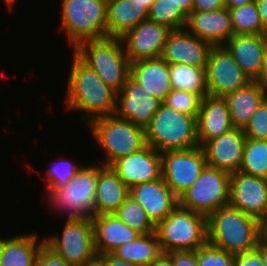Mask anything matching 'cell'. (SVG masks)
I'll use <instances>...</instances> for the list:
<instances>
[{"instance_id": "41", "label": "cell", "mask_w": 267, "mask_h": 266, "mask_svg": "<svg viewBox=\"0 0 267 266\" xmlns=\"http://www.w3.org/2000/svg\"><path fill=\"white\" fill-rule=\"evenodd\" d=\"M235 266H263L261 254L256 249L237 254Z\"/></svg>"}, {"instance_id": "38", "label": "cell", "mask_w": 267, "mask_h": 266, "mask_svg": "<svg viewBox=\"0 0 267 266\" xmlns=\"http://www.w3.org/2000/svg\"><path fill=\"white\" fill-rule=\"evenodd\" d=\"M243 132L247 138L267 140V97L243 128Z\"/></svg>"}, {"instance_id": "25", "label": "cell", "mask_w": 267, "mask_h": 266, "mask_svg": "<svg viewBox=\"0 0 267 266\" xmlns=\"http://www.w3.org/2000/svg\"><path fill=\"white\" fill-rule=\"evenodd\" d=\"M129 196V188L108 165L98 164L94 215L113 214Z\"/></svg>"}, {"instance_id": "10", "label": "cell", "mask_w": 267, "mask_h": 266, "mask_svg": "<svg viewBox=\"0 0 267 266\" xmlns=\"http://www.w3.org/2000/svg\"><path fill=\"white\" fill-rule=\"evenodd\" d=\"M62 234L44 237L45 245L73 266H83L98 255L91 218L66 219Z\"/></svg>"}, {"instance_id": "5", "label": "cell", "mask_w": 267, "mask_h": 266, "mask_svg": "<svg viewBox=\"0 0 267 266\" xmlns=\"http://www.w3.org/2000/svg\"><path fill=\"white\" fill-rule=\"evenodd\" d=\"M61 31L72 50L81 42L107 38L106 0H62Z\"/></svg>"}, {"instance_id": "51", "label": "cell", "mask_w": 267, "mask_h": 266, "mask_svg": "<svg viewBox=\"0 0 267 266\" xmlns=\"http://www.w3.org/2000/svg\"><path fill=\"white\" fill-rule=\"evenodd\" d=\"M83 266H106L103 262V260L97 256L92 261L88 262L87 264H84Z\"/></svg>"}, {"instance_id": "26", "label": "cell", "mask_w": 267, "mask_h": 266, "mask_svg": "<svg viewBox=\"0 0 267 266\" xmlns=\"http://www.w3.org/2000/svg\"><path fill=\"white\" fill-rule=\"evenodd\" d=\"M149 9L138 0H107V37L120 38L148 19Z\"/></svg>"}, {"instance_id": "3", "label": "cell", "mask_w": 267, "mask_h": 266, "mask_svg": "<svg viewBox=\"0 0 267 266\" xmlns=\"http://www.w3.org/2000/svg\"><path fill=\"white\" fill-rule=\"evenodd\" d=\"M72 52L93 69L116 93L130 76V61L121 38L107 37L79 43Z\"/></svg>"}, {"instance_id": "39", "label": "cell", "mask_w": 267, "mask_h": 266, "mask_svg": "<svg viewBox=\"0 0 267 266\" xmlns=\"http://www.w3.org/2000/svg\"><path fill=\"white\" fill-rule=\"evenodd\" d=\"M35 266H73L67 263L62 257L55 254L45 244L39 250Z\"/></svg>"}, {"instance_id": "53", "label": "cell", "mask_w": 267, "mask_h": 266, "mask_svg": "<svg viewBox=\"0 0 267 266\" xmlns=\"http://www.w3.org/2000/svg\"><path fill=\"white\" fill-rule=\"evenodd\" d=\"M4 1L7 4L9 10H12L13 9V6L16 3L17 0H4Z\"/></svg>"}, {"instance_id": "31", "label": "cell", "mask_w": 267, "mask_h": 266, "mask_svg": "<svg viewBox=\"0 0 267 266\" xmlns=\"http://www.w3.org/2000/svg\"><path fill=\"white\" fill-rule=\"evenodd\" d=\"M239 172L267 179V140L246 138Z\"/></svg>"}, {"instance_id": "20", "label": "cell", "mask_w": 267, "mask_h": 266, "mask_svg": "<svg viewBox=\"0 0 267 266\" xmlns=\"http://www.w3.org/2000/svg\"><path fill=\"white\" fill-rule=\"evenodd\" d=\"M185 28L212 46H224L234 35L230 10L226 7L208 12L191 11Z\"/></svg>"}, {"instance_id": "11", "label": "cell", "mask_w": 267, "mask_h": 266, "mask_svg": "<svg viewBox=\"0 0 267 266\" xmlns=\"http://www.w3.org/2000/svg\"><path fill=\"white\" fill-rule=\"evenodd\" d=\"M162 178L173 193L179 197L193 185L207 165L200 146L161 153Z\"/></svg>"}, {"instance_id": "49", "label": "cell", "mask_w": 267, "mask_h": 266, "mask_svg": "<svg viewBox=\"0 0 267 266\" xmlns=\"http://www.w3.org/2000/svg\"><path fill=\"white\" fill-rule=\"evenodd\" d=\"M255 0H224L225 7L228 9L240 7L242 5L254 2Z\"/></svg>"}, {"instance_id": "34", "label": "cell", "mask_w": 267, "mask_h": 266, "mask_svg": "<svg viewBox=\"0 0 267 266\" xmlns=\"http://www.w3.org/2000/svg\"><path fill=\"white\" fill-rule=\"evenodd\" d=\"M115 214L127 226L141 234L156 232V226L152 223L146 211L130 196L126 198Z\"/></svg>"}, {"instance_id": "1", "label": "cell", "mask_w": 267, "mask_h": 266, "mask_svg": "<svg viewBox=\"0 0 267 266\" xmlns=\"http://www.w3.org/2000/svg\"><path fill=\"white\" fill-rule=\"evenodd\" d=\"M72 54L64 98L68 110L83 112L82 120L87 126L97 118L114 115L116 92L93 69Z\"/></svg>"}, {"instance_id": "27", "label": "cell", "mask_w": 267, "mask_h": 266, "mask_svg": "<svg viewBox=\"0 0 267 266\" xmlns=\"http://www.w3.org/2000/svg\"><path fill=\"white\" fill-rule=\"evenodd\" d=\"M266 97L267 90L256 81L225 95L233 127L243 129Z\"/></svg>"}, {"instance_id": "32", "label": "cell", "mask_w": 267, "mask_h": 266, "mask_svg": "<svg viewBox=\"0 0 267 266\" xmlns=\"http://www.w3.org/2000/svg\"><path fill=\"white\" fill-rule=\"evenodd\" d=\"M229 10L234 35L267 34L255 1Z\"/></svg>"}, {"instance_id": "15", "label": "cell", "mask_w": 267, "mask_h": 266, "mask_svg": "<svg viewBox=\"0 0 267 266\" xmlns=\"http://www.w3.org/2000/svg\"><path fill=\"white\" fill-rule=\"evenodd\" d=\"M171 30L149 19L127 31L121 38L130 63L161 57Z\"/></svg>"}, {"instance_id": "12", "label": "cell", "mask_w": 267, "mask_h": 266, "mask_svg": "<svg viewBox=\"0 0 267 266\" xmlns=\"http://www.w3.org/2000/svg\"><path fill=\"white\" fill-rule=\"evenodd\" d=\"M206 78L209 95L215 97H224L251 81L225 46L210 50Z\"/></svg>"}, {"instance_id": "13", "label": "cell", "mask_w": 267, "mask_h": 266, "mask_svg": "<svg viewBox=\"0 0 267 266\" xmlns=\"http://www.w3.org/2000/svg\"><path fill=\"white\" fill-rule=\"evenodd\" d=\"M162 103L159 99L144 93V88L129 76L123 89L116 93L114 115L127 119L145 130Z\"/></svg>"}, {"instance_id": "30", "label": "cell", "mask_w": 267, "mask_h": 266, "mask_svg": "<svg viewBox=\"0 0 267 266\" xmlns=\"http://www.w3.org/2000/svg\"><path fill=\"white\" fill-rule=\"evenodd\" d=\"M170 80L174 90L197 94L201 99L209 95L206 67L177 63L169 64Z\"/></svg>"}, {"instance_id": "37", "label": "cell", "mask_w": 267, "mask_h": 266, "mask_svg": "<svg viewBox=\"0 0 267 266\" xmlns=\"http://www.w3.org/2000/svg\"><path fill=\"white\" fill-rule=\"evenodd\" d=\"M198 266H235V255L209 243L197 249Z\"/></svg>"}, {"instance_id": "44", "label": "cell", "mask_w": 267, "mask_h": 266, "mask_svg": "<svg viewBox=\"0 0 267 266\" xmlns=\"http://www.w3.org/2000/svg\"><path fill=\"white\" fill-rule=\"evenodd\" d=\"M263 28L267 31V0H255Z\"/></svg>"}, {"instance_id": "33", "label": "cell", "mask_w": 267, "mask_h": 266, "mask_svg": "<svg viewBox=\"0 0 267 266\" xmlns=\"http://www.w3.org/2000/svg\"><path fill=\"white\" fill-rule=\"evenodd\" d=\"M188 15L179 5L167 0H156L149 9L148 19L167 26L170 30L184 29Z\"/></svg>"}, {"instance_id": "9", "label": "cell", "mask_w": 267, "mask_h": 266, "mask_svg": "<svg viewBox=\"0 0 267 266\" xmlns=\"http://www.w3.org/2000/svg\"><path fill=\"white\" fill-rule=\"evenodd\" d=\"M230 176L206 165L193 185L178 197V205L208 217L229 204Z\"/></svg>"}, {"instance_id": "36", "label": "cell", "mask_w": 267, "mask_h": 266, "mask_svg": "<svg viewBox=\"0 0 267 266\" xmlns=\"http://www.w3.org/2000/svg\"><path fill=\"white\" fill-rule=\"evenodd\" d=\"M201 100L197 94L173 89L163 103L178 112L197 117Z\"/></svg>"}, {"instance_id": "6", "label": "cell", "mask_w": 267, "mask_h": 266, "mask_svg": "<svg viewBox=\"0 0 267 266\" xmlns=\"http://www.w3.org/2000/svg\"><path fill=\"white\" fill-rule=\"evenodd\" d=\"M162 252L196 251L207 243V217L177 206L156 226Z\"/></svg>"}, {"instance_id": "2", "label": "cell", "mask_w": 267, "mask_h": 266, "mask_svg": "<svg viewBox=\"0 0 267 266\" xmlns=\"http://www.w3.org/2000/svg\"><path fill=\"white\" fill-rule=\"evenodd\" d=\"M260 222L230 206H223L207 217V243L230 254L251 251L259 242Z\"/></svg>"}, {"instance_id": "16", "label": "cell", "mask_w": 267, "mask_h": 266, "mask_svg": "<svg viewBox=\"0 0 267 266\" xmlns=\"http://www.w3.org/2000/svg\"><path fill=\"white\" fill-rule=\"evenodd\" d=\"M110 167L128 188L162 177L161 153L148 144L139 151L114 161Z\"/></svg>"}, {"instance_id": "24", "label": "cell", "mask_w": 267, "mask_h": 266, "mask_svg": "<svg viewBox=\"0 0 267 266\" xmlns=\"http://www.w3.org/2000/svg\"><path fill=\"white\" fill-rule=\"evenodd\" d=\"M91 220L98 256L111 253L118 246L131 242L141 234L122 222L115 213L94 215Z\"/></svg>"}, {"instance_id": "47", "label": "cell", "mask_w": 267, "mask_h": 266, "mask_svg": "<svg viewBox=\"0 0 267 266\" xmlns=\"http://www.w3.org/2000/svg\"><path fill=\"white\" fill-rule=\"evenodd\" d=\"M259 241L267 246V216L260 221Z\"/></svg>"}, {"instance_id": "7", "label": "cell", "mask_w": 267, "mask_h": 266, "mask_svg": "<svg viewBox=\"0 0 267 266\" xmlns=\"http://www.w3.org/2000/svg\"><path fill=\"white\" fill-rule=\"evenodd\" d=\"M93 140L104 151L103 165L139 151L146 145L145 130L115 115L100 117L87 126Z\"/></svg>"}, {"instance_id": "14", "label": "cell", "mask_w": 267, "mask_h": 266, "mask_svg": "<svg viewBox=\"0 0 267 266\" xmlns=\"http://www.w3.org/2000/svg\"><path fill=\"white\" fill-rule=\"evenodd\" d=\"M229 205L260 222L267 216V179L231 173Z\"/></svg>"}, {"instance_id": "48", "label": "cell", "mask_w": 267, "mask_h": 266, "mask_svg": "<svg viewBox=\"0 0 267 266\" xmlns=\"http://www.w3.org/2000/svg\"><path fill=\"white\" fill-rule=\"evenodd\" d=\"M179 5L180 8L188 15L192 11L193 0H167Z\"/></svg>"}, {"instance_id": "50", "label": "cell", "mask_w": 267, "mask_h": 266, "mask_svg": "<svg viewBox=\"0 0 267 266\" xmlns=\"http://www.w3.org/2000/svg\"><path fill=\"white\" fill-rule=\"evenodd\" d=\"M255 249L261 254L263 266H267V246L259 241Z\"/></svg>"}, {"instance_id": "42", "label": "cell", "mask_w": 267, "mask_h": 266, "mask_svg": "<svg viewBox=\"0 0 267 266\" xmlns=\"http://www.w3.org/2000/svg\"><path fill=\"white\" fill-rule=\"evenodd\" d=\"M225 7L224 0H193L192 11L208 12Z\"/></svg>"}, {"instance_id": "19", "label": "cell", "mask_w": 267, "mask_h": 266, "mask_svg": "<svg viewBox=\"0 0 267 266\" xmlns=\"http://www.w3.org/2000/svg\"><path fill=\"white\" fill-rule=\"evenodd\" d=\"M129 196L143 207L155 226L178 206V197L162 177L129 188Z\"/></svg>"}, {"instance_id": "52", "label": "cell", "mask_w": 267, "mask_h": 266, "mask_svg": "<svg viewBox=\"0 0 267 266\" xmlns=\"http://www.w3.org/2000/svg\"><path fill=\"white\" fill-rule=\"evenodd\" d=\"M140 1L142 4H144L148 9H150V7L152 6V4L156 1V0H138Z\"/></svg>"}, {"instance_id": "54", "label": "cell", "mask_w": 267, "mask_h": 266, "mask_svg": "<svg viewBox=\"0 0 267 266\" xmlns=\"http://www.w3.org/2000/svg\"><path fill=\"white\" fill-rule=\"evenodd\" d=\"M0 259H1V238H0Z\"/></svg>"}, {"instance_id": "28", "label": "cell", "mask_w": 267, "mask_h": 266, "mask_svg": "<svg viewBox=\"0 0 267 266\" xmlns=\"http://www.w3.org/2000/svg\"><path fill=\"white\" fill-rule=\"evenodd\" d=\"M37 238L36 233L1 238L0 266H35L37 254L45 244L44 239Z\"/></svg>"}, {"instance_id": "46", "label": "cell", "mask_w": 267, "mask_h": 266, "mask_svg": "<svg viewBox=\"0 0 267 266\" xmlns=\"http://www.w3.org/2000/svg\"><path fill=\"white\" fill-rule=\"evenodd\" d=\"M255 81L258 82L263 88L267 90V50L264 56L261 73L259 74L258 78Z\"/></svg>"}, {"instance_id": "29", "label": "cell", "mask_w": 267, "mask_h": 266, "mask_svg": "<svg viewBox=\"0 0 267 266\" xmlns=\"http://www.w3.org/2000/svg\"><path fill=\"white\" fill-rule=\"evenodd\" d=\"M111 253L136 266H148L162 253V250L156 232H152L140 234L131 242L118 246Z\"/></svg>"}, {"instance_id": "21", "label": "cell", "mask_w": 267, "mask_h": 266, "mask_svg": "<svg viewBox=\"0 0 267 266\" xmlns=\"http://www.w3.org/2000/svg\"><path fill=\"white\" fill-rule=\"evenodd\" d=\"M251 81L261 73L267 50V34L233 35L224 45Z\"/></svg>"}, {"instance_id": "18", "label": "cell", "mask_w": 267, "mask_h": 266, "mask_svg": "<svg viewBox=\"0 0 267 266\" xmlns=\"http://www.w3.org/2000/svg\"><path fill=\"white\" fill-rule=\"evenodd\" d=\"M212 45L191 34L186 28L171 30L161 57L168 64L206 67Z\"/></svg>"}, {"instance_id": "40", "label": "cell", "mask_w": 267, "mask_h": 266, "mask_svg": "<svg viewBox=\"0 0 267 266\" xmlns=\"http://www.w3.org/2000/svg\"><path fill=\"white\" fill-rule=\"evenodd\" d=\"M172 257L173 266H198L196 251H172L169 252Z\"/></svg>"}, {"instance_id": "4", "label": "cell", "mask_w": 267, "mask_h": 266, "mask_svg": "<svg viewBox=\"0 0 267 266\" xmlns=\"http://www.w3.org/2000/svg\"><path fill=\"white\" fill-rule=\"evenodd\" d=\"M145 140L159 153L197 147V117L162 103L145 129Z\"/></svg>"}, {"instance_id": "22", "label": "cell", "mask_w": 267, "mask_h": 266, "mask_svg": "<svg viewBox=\"0 0 267 266\" xmlns=\"http://www.w3.org/2000/svg\"><path fill=\"white\" fill-rule=\"evenodd\" d=\"M233 128L229 108L224 97L205 96L197 116V138L202 147L207 141L219 137Z\"/></svg>"}, {"instance_id": "17", "label": "cell", "mask_w": 267, "mask_h": 266, "mask_svg": "<svg viewBox=\"0 0 267 266\" xmlns=\"http://www.w3.org/2000/svg\"><path fill=\"white\" fill-rule=\"evenodd\" d=\"M246 136L241 128L207 141L203 146L207 166L229 173L238 172L243 161Z\"/></svg>"}, {"instance_id": "8", "label": "cell", "mask_w": 267, "mask_h": 266, "mask_svg": "<svg viewBox=\"0 0 267 266\" xmlns=\"http://www.w3.org/2000/svg\"><path fill=\"white\" fill-rule=\"evenodd\" d=\"M97 181L98 164L83 166L66 186L45 190L47 204L56 212L67 213L66 219L91 218Z\"/></svg>"}, {"instance_id": "23", "label": "cell", "mask_w": 267, "mask_h": 266, "mask_svg": "<svg viewBox=\"0 0 267 266\" xmlns=\"http://www.w3.org/2000/svg\"><path fill=\"white\" fill-rule=\"evenodd\" d=\"M130 76L144 88V93L162 102L173 90L169 64L162 57L131 63Z\"/></svg>"}, {"instance_id": "45", "label": "cell", "mask_w": 267, "mask_h": 266, "mask_svg": "<svg viewBox=\"0 0 267 266\" xmlns=\"http://www.w3.org/2000/svg\"><path fill=\"white\" fill-rule=\"evenodd\" d=\"M148 266H173L172 257L169 253L162 252Z\"/></svg>"}, {"instance_id": "35", "label": "cell", "mask_w": 267, "mask_h": 266, "mask_svg": "<svg viewBox=\"0 0 267 266\" xmlns=\"http://www.w3.org/2000/svg\"><path fill=\"white\" fill-rule=\"evenodd\" d=\"M50 169L47 168L45 178L43 180L45 183V188H61L67 185V183L72 180L79 170L83 167L75 164L71 160L66 158H61L60 161L49 165Z\"/></svg>"}, {"instance_id": "43", "label": "cell", "mask_w": 267, "mask_h": 266, "mask_svg": "<svg viewBox=\"0 0 267 266\" xmlns=\"http://www.w3.org/2000/svg\"><path fill=\"white\" fill-rule=\"evenodd\" d=\"M99 257L103 260L106 266H136L133 263H129L123 259L116 257L112 253H105L99 255Z\"/></svg>"}]
</instances>
